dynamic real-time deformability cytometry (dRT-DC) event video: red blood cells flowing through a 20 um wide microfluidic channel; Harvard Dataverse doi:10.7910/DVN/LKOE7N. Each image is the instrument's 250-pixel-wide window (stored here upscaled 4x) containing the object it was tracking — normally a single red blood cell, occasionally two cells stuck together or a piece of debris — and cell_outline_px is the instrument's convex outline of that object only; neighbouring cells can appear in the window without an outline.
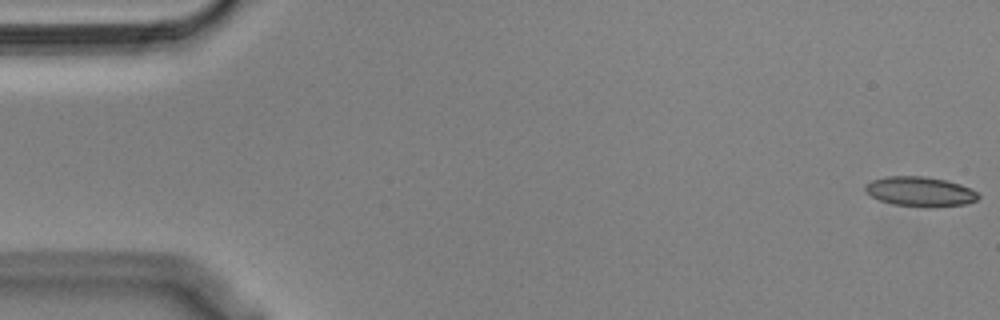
{"species": "Egyptian fruit bat (a non-hibernating species)", "species_latin": "Rousettus aegyptiacus", "temperature_condition": "cold", "stored_images_in_passage": 55, "camera_frame_rate_fps": 3000, "um_per_image_px": 0.085, "animal": {"sex": "male"}, "frame": {"image": 1, "passage_image": 1, "time_ms": 0.0, "image_size_px": [1000, 320], "cell_outline_px": [[980, 196], [976, 200], [964, 204], [932, 208], [924, 208], [892, 204], [880, 200], [872, 196], [864, 188], [864, 184], [872, 180], [888, 176], [924, 176], [944, 180], [960, 184], [976, 192]], "centroid_in_image_um": [78.19, 16.3], "position_along_channel_um": 6.8, "area_um2": 19.59}}
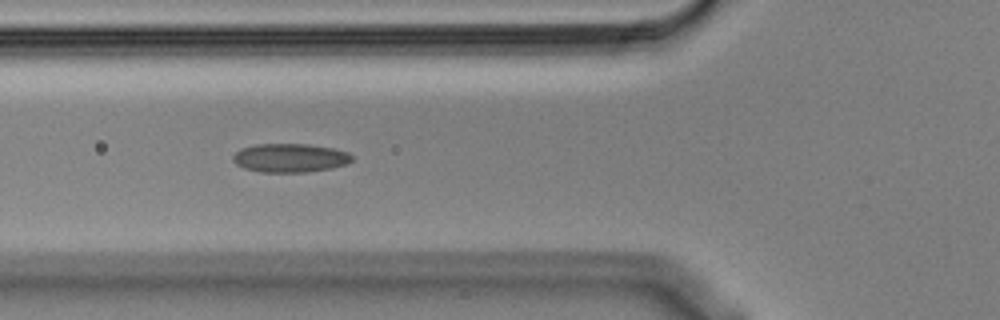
{"frame": {"image": 2, "passage_image": 20, "time_ms": 6.333, "image_size_px": [1000, 320], "cell_outline_px": [[352, 160], [348, 164], [332, 168], [308, 172], [260, 172], [244, 168], [236, 164], [232, 160], [232, 156], [240, 148], [256, 144], [308, 144], [332, 148], [348, 152], [352, 156]], "centroid_in_image_um": [24.64, 13.42], "position_along_channel_um": 101.2, "area_um2": 20.06}}
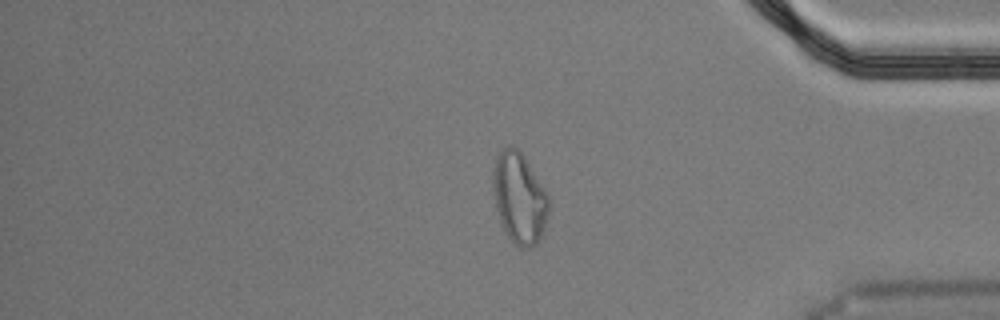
{"frame": {"image": 3, "passage_image": 46, "time_ms": 15.0, "image_size_px": [1000, 320], "cell_outline_px": [[548, 212], [540, 236], [536, 244], [532, 248], [520, 248], [508, 236], [500, 220], [496, 208], [492, 192], [492, 176], [496, 156], [508, 144], [512, 144], [524, 156], [544, 188], [548, 196]], "centroid_in_image_um": [44.11, 16.8], "position_along_channel_um": 391.1, "area_um2": 29.25}, "authors_computed_cell_mechanics": {"area_um2": 19.9988, "velocity_mm_per_s": 3.6167, "shape_relaxation_time_tau1_ms": null, "shape_relaxation_time_tau2_ms": 2.7658, "deformation_change_tau1": null, "deformation_change_tau2": 0.0868}}